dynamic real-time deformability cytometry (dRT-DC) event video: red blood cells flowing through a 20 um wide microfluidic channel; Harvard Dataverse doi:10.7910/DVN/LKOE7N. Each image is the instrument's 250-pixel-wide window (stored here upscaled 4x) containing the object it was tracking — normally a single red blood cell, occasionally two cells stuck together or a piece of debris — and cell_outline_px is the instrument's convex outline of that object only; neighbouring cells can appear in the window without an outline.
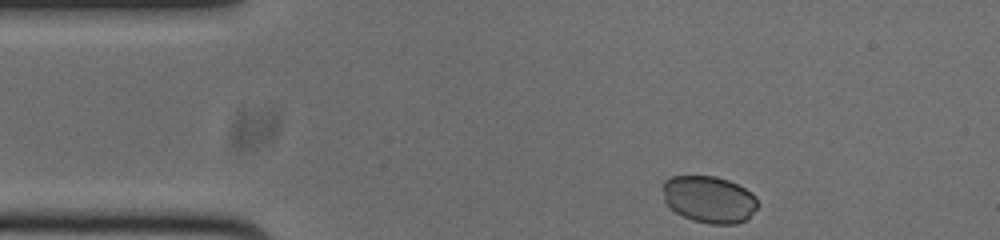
{"species": "common noctule bat (a hibernating species)", "species_latin": "Nyctalus noctula", "temperature_condition": "cold", "stored_images_in_passage": 46, "camera_frame_rate_fps": 3000, "um_per_image_px": 0.085, "animal": {"sex": "male", "body_mass_g": 20.0, "forearm_length_mm": 53.3}, "frame": {"image": 1, "passage_image": 1, "time_ms": 0.0, "image_size_px": [1000, 240], "cell_outline_px": [[756, 208], [744, 220], [736, 224], [708, 224], [692, 220], [668, 208], [664, 200], [664, 180], [668, 176], [716, 176], [728, 180], [752, 192], [756, 196]], "centroid_in_image_um": [60.24, 16.94], "position_along_channel_um": 24.8, "area_um2": 25.89}}
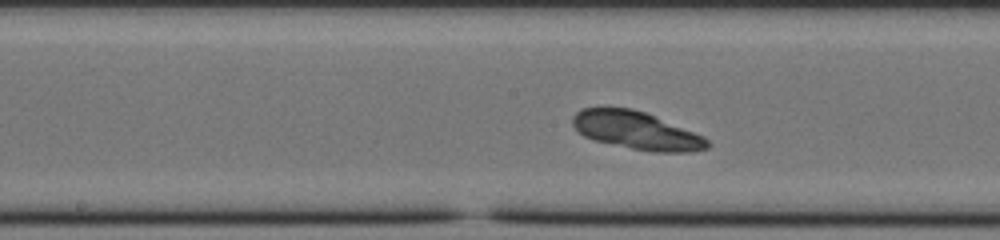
{"frame": {"image": 2, "passage_image": 19, "time_ms": 6.0, "image_size_px": [1000, 240], "cell_outline_px": [[712, 144], [708, 148], [692, 152], [652, 152], [592, 140], [576, 132], [572, 124], [572, 116], [576, 112], [584, 108], [632, 108], [644, 112], [704, 136]], "centroid_in_image_um": [54.09, 11.11], "position_along_channel_um": 194.1, "area_um2": 29.71}}
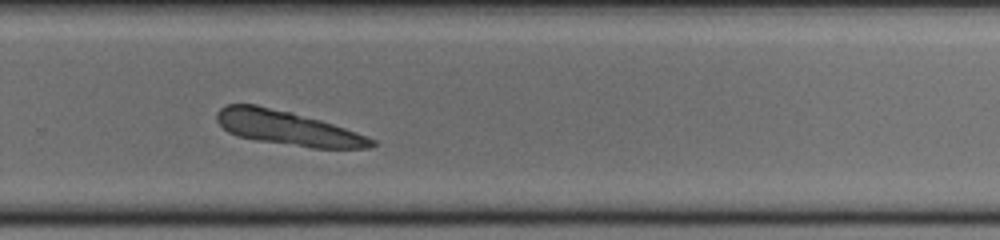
{"frame": {"image": 3, "passage_image": 28, "time_ms": 9.0, "image_size_px": [1000, 240], "cell_outline_px": [[376, 144], [368, 148], [312, 148], [256, 140], [236, 136], [228, 132], [216, 120], [216, 112], [224, 104], [256, 104], [292, 112], [320, 120], [344, 128], [376, 140]], "centroid_in_image_um": [24.39, 10.88], "position_along_channel_um": 305.4, "area_um2": 30.87}}